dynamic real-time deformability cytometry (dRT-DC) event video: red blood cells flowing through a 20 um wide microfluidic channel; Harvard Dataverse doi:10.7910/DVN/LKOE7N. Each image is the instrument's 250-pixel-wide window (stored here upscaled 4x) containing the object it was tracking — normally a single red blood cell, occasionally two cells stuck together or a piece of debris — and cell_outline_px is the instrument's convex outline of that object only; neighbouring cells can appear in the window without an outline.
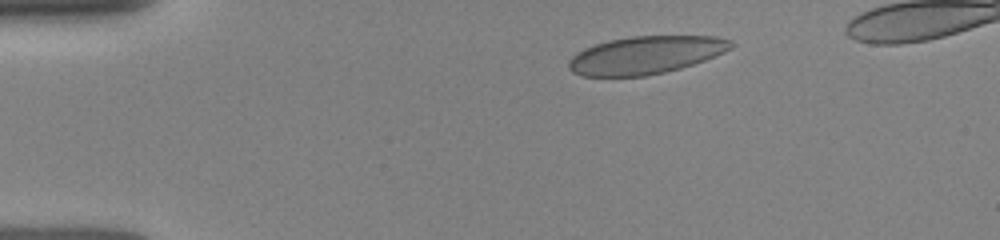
{"species": "human", "species_latin": "Homo sapiens", "temperature_condition": "room temperature", "stored_images_in_passage": 6, "camera_frame_rate_fps": 3000, "um_per_image_px": 0.085, "donor": {"sex": "female"}, "frame": {"image": 1, "passage_image": 1, "time_ms": 0.0, "image_size_px": [1000, 240], "cell_outline_px": [[736, 44], [732, 48], [724, 52], [704, 60], [680, 68], [664, 72], [644, 76], [580, 76], [572, 72], [568, 68], [568, 60], [576, 52], [584, 48], [608, 40], [632, 36], [716, 36], [732, 40]], "centroid_in_image_um": [54.87, 4.67], "position_along_channel_um": 30.1, "area_um2": 35.84}}